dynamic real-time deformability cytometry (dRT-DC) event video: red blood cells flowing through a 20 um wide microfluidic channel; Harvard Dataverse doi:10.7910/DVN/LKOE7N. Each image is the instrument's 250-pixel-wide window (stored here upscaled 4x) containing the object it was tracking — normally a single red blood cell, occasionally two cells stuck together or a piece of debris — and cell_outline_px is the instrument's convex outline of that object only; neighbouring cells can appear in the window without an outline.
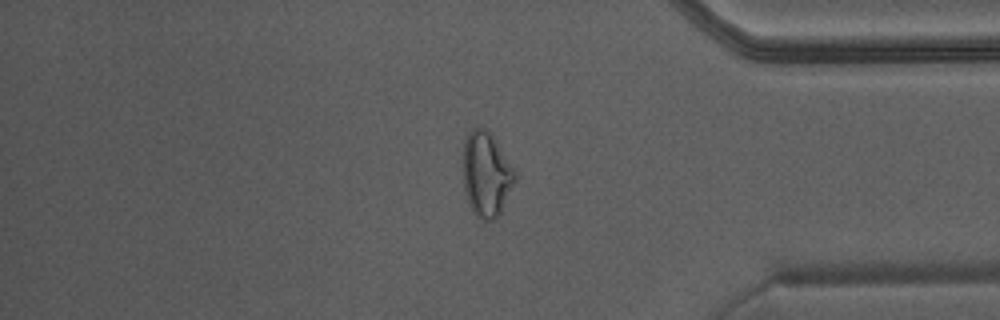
{"species": "Egyptian fruit bat (a non-hibernating species)", "species_latin": "Rousettus aegyptiacus", "temperature_condition": "warm", "stored_images_in_passage": 49, "camera_frame_rate_fps": 3000, "um_per_image_px": 0.085, "animal": {"sex": "male"}, "frame": {"image": 1, "passage_image": 42, "time_ms": 13.667, "image_size_px": [1000, 320], "cell_outline_px": [[516, 180], [500, 212], [492, 220], [484, 220], [476, 216], [472, 212], [464, 192], [464, 140], [468, 132], [472, 128], [480, 124], [492, 136], [516, 168]], "centroid_in_image_um": [41.34, 14.79], "position_along_channel_um": 393.9, "area_um2": 25.72}, "authors_computed_cell_mechanics": {"area_um2": 27.9174, "velocity_mm_per_s": 4.3729, "shape_relaxation_time_tau1_ms": null, "shape_relaxation_time_tau2_ms": 0.9072, "deformation_change_tau1": null, "deformation_change_tau2": 0.0779}}